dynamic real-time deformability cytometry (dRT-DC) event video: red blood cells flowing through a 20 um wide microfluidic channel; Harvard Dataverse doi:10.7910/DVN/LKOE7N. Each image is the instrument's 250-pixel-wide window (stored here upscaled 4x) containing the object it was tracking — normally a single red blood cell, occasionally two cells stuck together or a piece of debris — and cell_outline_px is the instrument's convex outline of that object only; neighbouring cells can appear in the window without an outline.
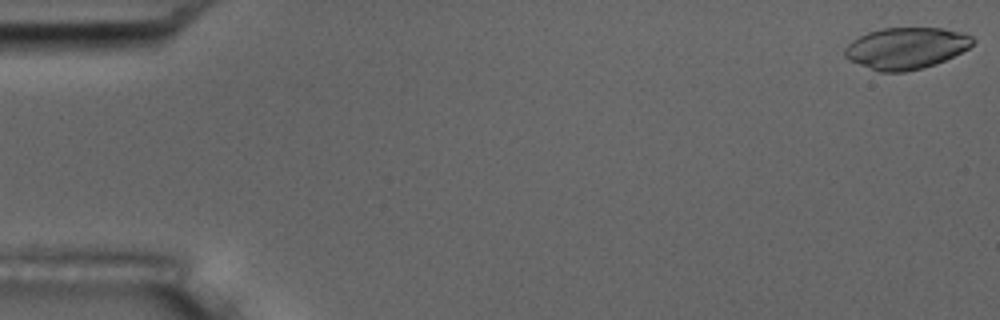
{"species": "common noctule bat (a hibernating species)", "species_latin": "Nyctalus noctula", "temperature_condition": "room temperature", "stored_images_in_passage": 3, "camera_frame_rate_fps": 3000, "um_per_image_px": 0.085, "animal": {"sex": "male", "body_mass_g": 17.5, "forearm_length_mm": 52.3}, "frame": {"image": 1, "passage_image": 1, "time_ms": 0.0, "image_size_px": [1000, 320], "cell_outline_px": [[976, 40], [968, 48], [936, 64], [924, 68], [904, 72], [880, 72], [848, 60], [844, 56], [844, 48], [852, 40], [868, 32], [884, 28], [944, 28], [964, 32], [972, 36]], "centroid_in_image_um": [77.02, 4.09], "position_along_channel_um": 8.0, "area_um2": 31.04}}